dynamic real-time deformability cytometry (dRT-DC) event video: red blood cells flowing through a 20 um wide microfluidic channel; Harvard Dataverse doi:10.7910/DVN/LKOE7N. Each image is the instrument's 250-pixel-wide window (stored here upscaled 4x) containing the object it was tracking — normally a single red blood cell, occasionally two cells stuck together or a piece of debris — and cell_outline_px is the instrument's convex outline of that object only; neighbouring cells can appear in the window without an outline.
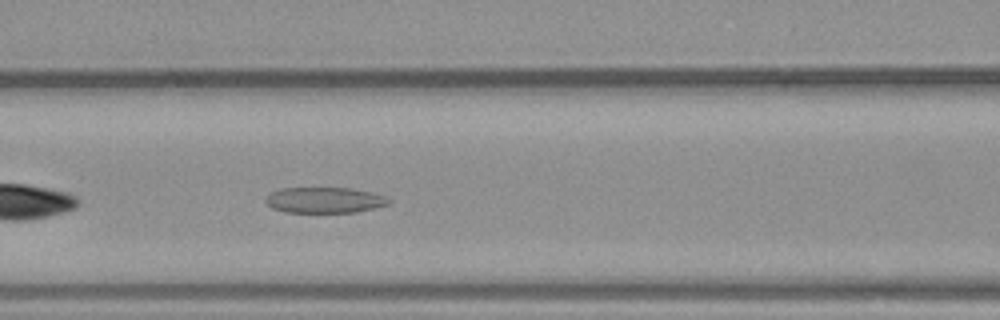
{"species": "common noctule bat (a hibernating species)", "species_latin": "Nyctalus noctula", "temperature_condition": "warm", "stored_images_in_passage": 35, "camera_frame_rate_fps": 3000, "um_per_image_px": 0.085, "animal": {"sex": "male", "body_mass_g": 23.1, "forearm_length_mm": 52.7}, "frame": {"image": 1, "passage_image": 9, "time_ms": 2.667, "image_size_px": [1000, 320], "cell_outline_px": [[392, 200], [388, 204], [356, 212], [284, 212], [272, 208], [264, 200], [272, 192], [280, 188], [348, 188], [372, 192], [384, 196]], "centroid_in_image_um": [27.57, 17.01], "position_along_channel_um": 139.0, "area_um2": 18.32}}
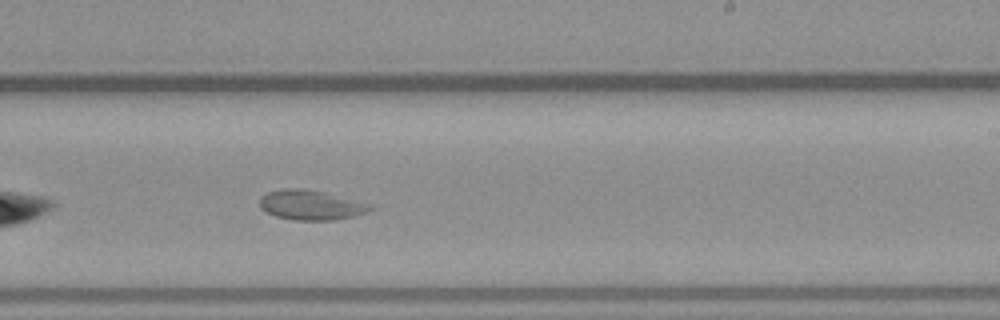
{"frame": {"image": 2, "passage_image": 17, "time_ms": 5.333, "image_size_px": [1000, 320], "cell_outline_px": [[372, 208], [364, 212], [352, 216], [336, 220], [292, 220], [276, 216], [260, 208], [260, 196], [268, 192], [284, 188], [300, 188], [324, 192], [364, 204]], "centroid_in_image_um": [26.29, 17.43], "position_along_channel_um": 262.7, "area_um2": 18.55}}
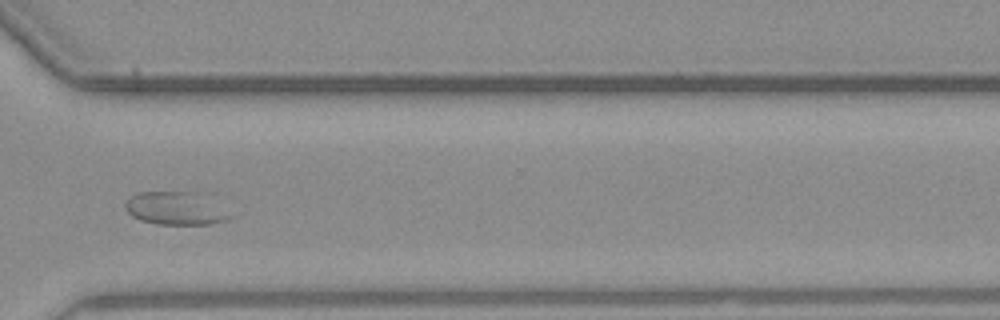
{"frame": {"image": 3, "passage_image": 23, "time_ms": 7.333, "image_size_px": [1000, 320], "cell_outline_px": [[232, 216], [228, 220], [212, 224], [156, 224], [140, 220], [132, 216], [124, 208], [124, 204], [132, 196], [140, 192], [192, 192]], "centroid_in_image_um": [14.8, 17.74], "position_along_channel_um": 355.8, "area_um2": 19.25}}